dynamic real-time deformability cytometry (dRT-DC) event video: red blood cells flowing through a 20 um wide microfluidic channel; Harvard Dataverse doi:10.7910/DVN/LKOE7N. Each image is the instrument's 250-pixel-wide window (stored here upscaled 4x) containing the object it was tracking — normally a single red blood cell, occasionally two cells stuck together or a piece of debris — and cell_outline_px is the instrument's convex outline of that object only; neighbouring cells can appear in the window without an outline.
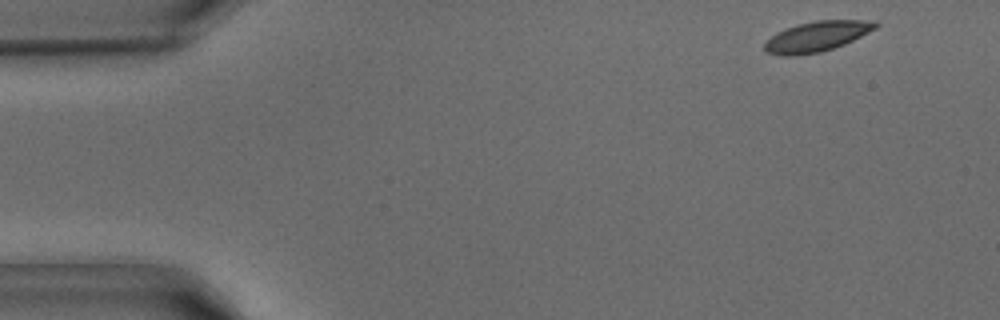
{"species": "common noctule bat (a hibernating species)", "species_latin": "Nyctalus noctula", "temperature_condition": "warm", "stored_images_in_passage": 40, "camera_frame_rate_fps": 3000, "um_per_image_px": 0.085, "animal": {"sex": "male", "body_mass_g": 15.6}, "frame": {"image": 1, "passage_image": 1, "time_ms": 0.0, "image_size_px": [1000, 320], "cell_outline_px": [[880, 24], [876, 28], [844, 44], [820, 52], [796, 56], [780, 56], [764, 52], [764, 44], [776, 32], [800, 24], [816, 20], [876, 20]], "centroid_in_image_um": [69.42, 3.11], "position_along_channel_um": 15.6, "area_um2": 19.48}}
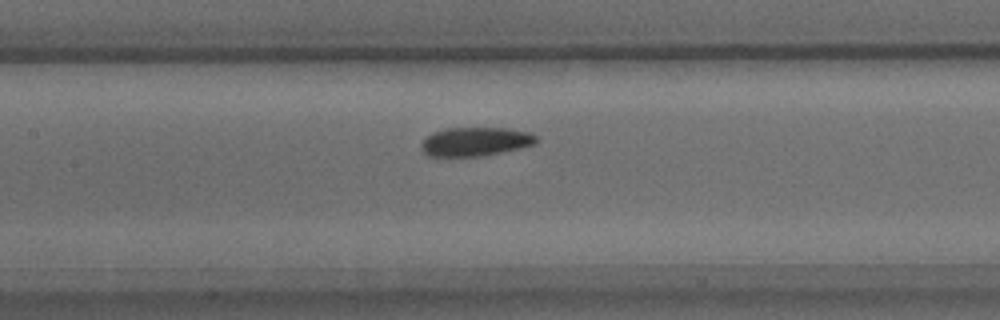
{"frame": {"image": 2, "passage_image": 17, "time_ms": 5.333, "image_size_px": [1000, 320], "cell_outline_px": [[536, 144], [520, 148], [484, 156], [428, 156], [420, 148], [420, 144], [432, 132], [444, 128], [508, 128], [528, 132], [536, 136]], "centroid_in_image_um": [40.39, 12.04], "position_along_channel_um": 167.0, "area_um2": 19.36}}
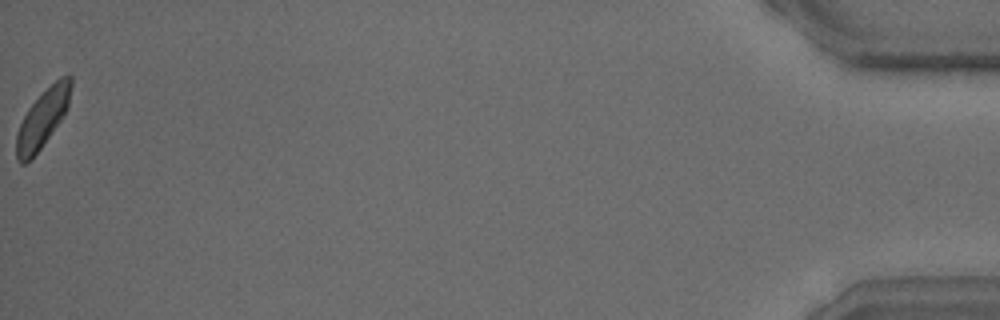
{"frame": {"image": 3, "passage_image": 40, "time_ms": 13.0, "image_size_px": [1000, 320], "cell_outline_px": [[72, 84], [68, 108], [60, 120], [40, 148], [24, 164], [20, 164], [16, 160], [16, 136], [20, 124], [28, 108], [60, 76], [72, 76]], "centroid_in_image_um": [3.62, 10.07], "position_along_channel_um": 431.6, "area_um2": 17.86}}